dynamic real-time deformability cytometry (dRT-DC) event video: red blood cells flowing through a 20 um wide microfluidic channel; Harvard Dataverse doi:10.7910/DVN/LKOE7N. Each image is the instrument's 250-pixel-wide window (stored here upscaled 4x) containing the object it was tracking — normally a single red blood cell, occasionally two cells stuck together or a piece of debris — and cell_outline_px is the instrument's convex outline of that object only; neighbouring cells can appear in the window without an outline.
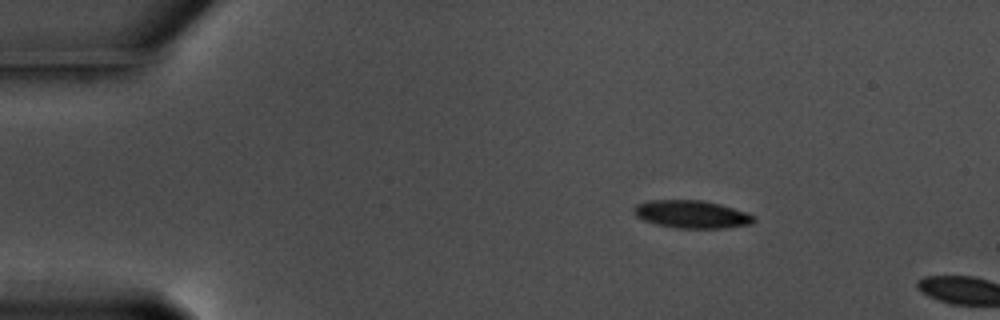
{"species": "common noctule bat (a hibernating species)", "species_latin": "Nyctalus noctula", "temperature_condition": "warm", "stored_images_in_passage": 4, "camera_frame_rate_fps": 3000, "um_per_image_px": 0.085, "animal": {"sex": "male", "body_mass_g": 17.5, "forearm_length_mm": 52.3}, "frame": {"image": 1, "passage_image": 1, "time_ms": 0.0, "image_size_px": [1000, 320], "cell_outline_px": [[756, 220], [752, 224], [724, 228], [672, 228], [656, 224], [644, 220], [636, 216], [632, 212], [632, 208], [636, 204], [652, 200], [704, 200], [720, 204], [756, 216]], "centroid_in_image_um": [58.77, 18.22], "position_along_channel_um": 26.2, "area_um2": 19.54}}